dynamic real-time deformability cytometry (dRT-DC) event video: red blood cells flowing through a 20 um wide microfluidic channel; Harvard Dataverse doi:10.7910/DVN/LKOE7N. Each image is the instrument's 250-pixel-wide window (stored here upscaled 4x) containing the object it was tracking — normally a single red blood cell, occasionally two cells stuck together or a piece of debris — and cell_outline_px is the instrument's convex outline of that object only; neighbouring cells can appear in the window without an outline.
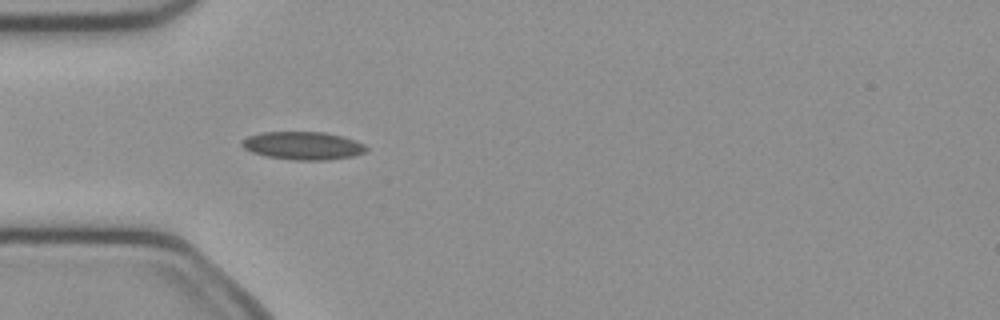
{"species": "common noctule bat (a hibernating species)", "species_latin": "Nyctalus noctula", "temperature_condition": "cold", "stored_images_in_passage": 49, "camera_frame_rate_fps": 3000, "um_per_image_px": 0.085, "animal": {"sex": "female", "body_mass_g": 21.9}, "frame": {"image": 1, "passage_image": 14, "time_ms": 4.333, "image_size_px": [1000, 320], "cell_outline_px": [[368, 148], [364, 152], [352, 156], [328, 160], [292, 160], [268, 156], [252, 152], [244, 148], [240, 144], [248, 136], [264, 132], [324, 132], [344, 136], [356, 140], [364, 144]], "centroid_in_image_um": [25.78, 12.38], "position_along_channel_um": 59.2, "area_um2": 20.23}}
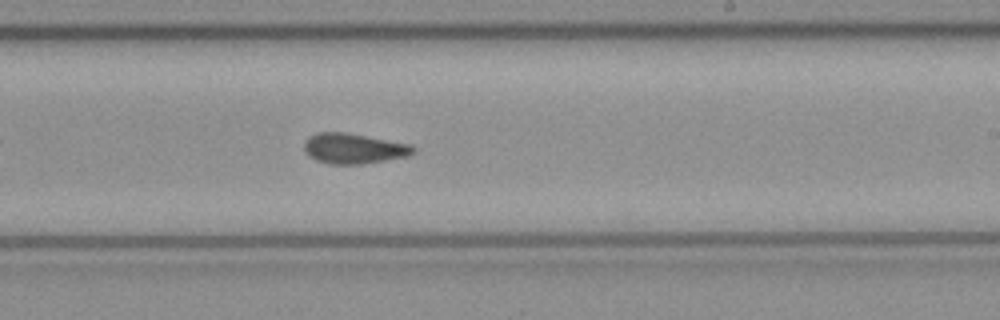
{"frame": {"image": 2, "passage_image": 29, "time_ms": 9.333, "image_size_px": [1000, 320], "cell_outline_px": [[416, 152], [408, 156], [360, 164], [332, 164], [316, 160], [308, 156], [304, 152], [304, 144], [308, 136], [316, 132], [348, 132], [412, 144], [416, 148]], "centroid_in_image_um": [30.07, 12.6], "position_along_channel_um": 258.9, "area_um2": 19.54}}
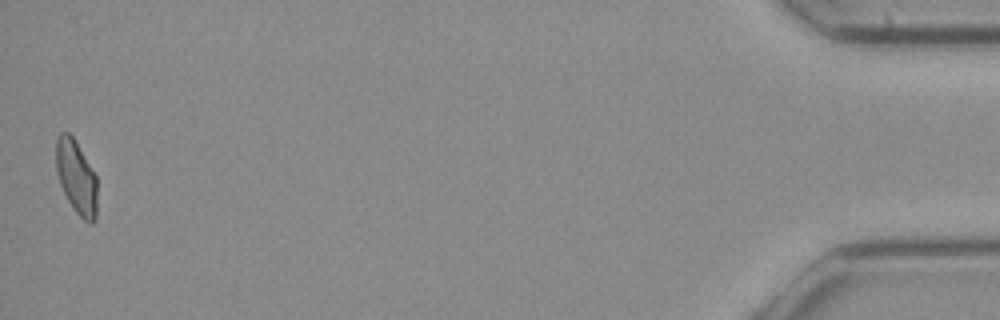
{"frame": {"image": 3, "passage_image": 49, "time_ms": 16.0, "image_size_px": [1000, 320], "cell_outline_px": [[96, 220], [92, 224], [88, 224], [76, 212], [68, 200], [60, 184], [56, 172], [56, 136], [60, 132], [68, 132], [72, 136], [96, 176]], "centroid_in_image_um": [6.47, 15.07], "position_along_channel_um": 428.7, "area_um2": 17.51}, "authors_computed_cell_mechanics": {"area_um2": 19.1896, "velocity_mm_per_s": 4.0334, "shape_relaxation_time_tau1_ms": null, "shape_relaxation_time_tau2_ms": 3.8086, "deformation_change_tau1": null, "deformation_change_tau2": 0.0674}}